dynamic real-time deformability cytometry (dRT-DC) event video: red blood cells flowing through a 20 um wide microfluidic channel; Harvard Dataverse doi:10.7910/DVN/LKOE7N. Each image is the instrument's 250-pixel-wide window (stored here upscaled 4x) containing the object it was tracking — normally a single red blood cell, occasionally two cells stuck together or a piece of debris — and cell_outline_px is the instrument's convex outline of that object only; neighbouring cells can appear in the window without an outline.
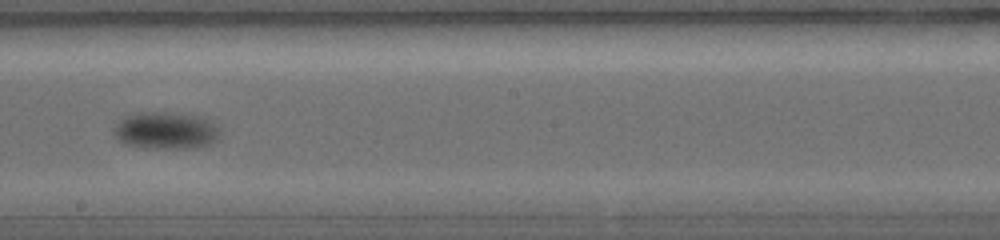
{"species": "common noctule bat (a hibernating species)", "species_latin": "Nyctalus noctula", "temperature_condition": "warm", "stored_images_in_passage": 9, "camera_frame_rate_fps": 5000, "um_per_image_px": 0.085, "animal": {"sex": "female", "body_mass_g": 19.0, "forearm_length_mm": 56.7}, "frame": {"image": 1, "passage_image": 7, "time_ms": 5.6, "image_size_px": [1000, 240], "cell_outline_px": [[220, 132], [216, 140], [208, 144], [196, 148], [144, 148], [124, 144], [112, 132], [112, 128], [124, 116], [140, 112], [168, 112], [204, 116]], "centroid_in_image_um": [14.05, 11.09], "position_along_channel_um": 234.2, "area_um2": 23.06}}
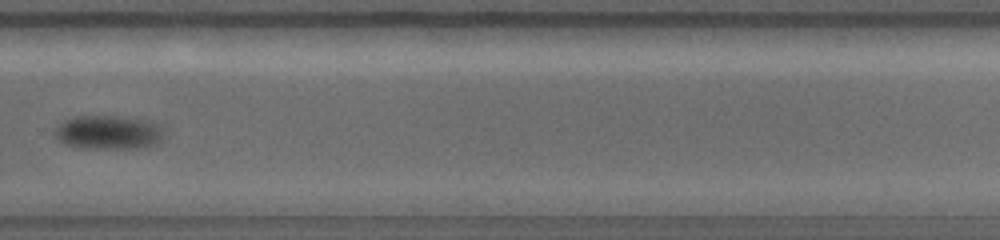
{"frame": {"image": 2, "passage_image": 9, "time_ms": 7.4, "image_size_px": [1000, 240], "cell_outline_px": [[164, 136], [160, 144], [144, 148], [92, 148], [68, 144], [60, 140], [52, 132], [64, 120], [72, 116], [116, 116], [152, 120], [160, 124], [164, 132]], "centroid_in_image_um": [9.32, 11.23], "position_along_channel_um": 320.5, "area_um2": 21.85}}